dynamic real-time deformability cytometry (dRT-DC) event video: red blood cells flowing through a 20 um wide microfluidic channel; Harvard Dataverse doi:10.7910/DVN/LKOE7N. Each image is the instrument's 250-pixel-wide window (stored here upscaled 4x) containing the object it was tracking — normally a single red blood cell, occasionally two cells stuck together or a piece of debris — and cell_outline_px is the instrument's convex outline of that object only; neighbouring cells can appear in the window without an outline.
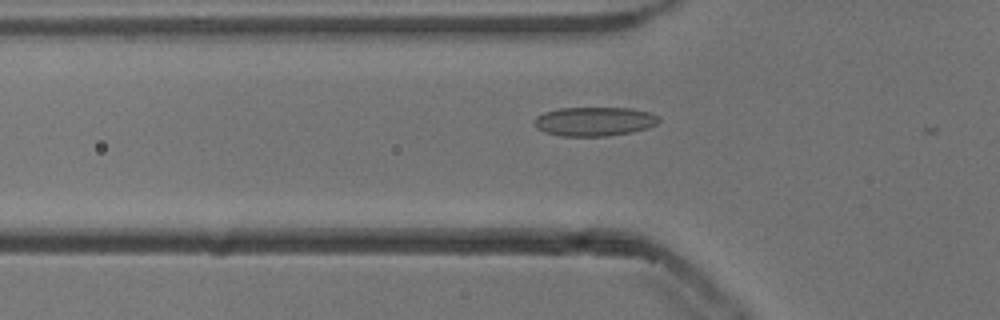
{"species": "common noctule bat (a hibernating species)", "species_latin": "Nyctalus noctula", "temperature_condition": "cold", "stored_images_in_passage": 8, "camera_frame_rate_fps": 3000, "um_per_image_px": 0.085, "animal": {"sex": "male", "body_mass_g": 13.3}, "frame": {"image": 1, "passage_image": 3, "time_ms": 0.667, "image_size_px": [1000, 320], "cell_outline_px": [[660, 120], [656, 124], [648, 128], [632, 132], [608, 136], [560, 136], [544, 132], [536, 128], [532, 124], [532, 120], [536, 116], [544, 112], [560, 108], [632, 108], [648, 112], [660, 116]], "centroid_in_image_um": [50.49, 10.32], "position_along_channel_um": 75.3, "area_um2": 21.39}}
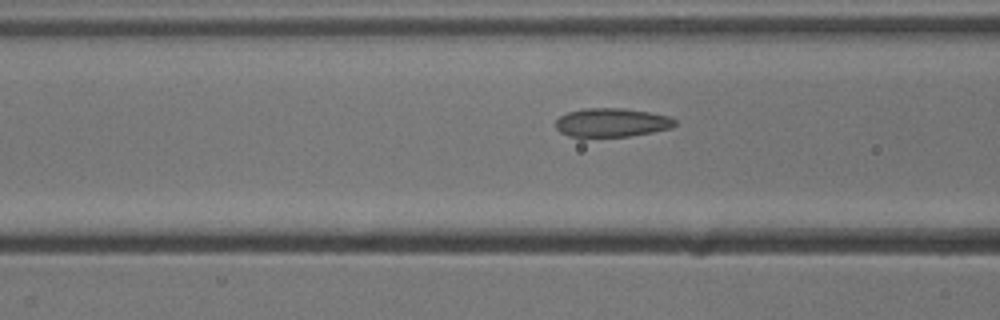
{"frame": {"image": 2, "passage_image": 6, "time_ms": 1.667, "image_size_px": [1000, 320], "cell_outline_px": [[676, 124], [672, 128], [652, 132], [628, 136], [568, 136], [560, 132], [556, 128], [556, 120], [560, 116], [568, 112], [584, 108], [624, 108], [648, 112], [668, 116], [676, 120]], "centroid_in_image_um": [52.0, 10.41], "position_along_channel_um": 114.6, "area_um2": 19.83}}